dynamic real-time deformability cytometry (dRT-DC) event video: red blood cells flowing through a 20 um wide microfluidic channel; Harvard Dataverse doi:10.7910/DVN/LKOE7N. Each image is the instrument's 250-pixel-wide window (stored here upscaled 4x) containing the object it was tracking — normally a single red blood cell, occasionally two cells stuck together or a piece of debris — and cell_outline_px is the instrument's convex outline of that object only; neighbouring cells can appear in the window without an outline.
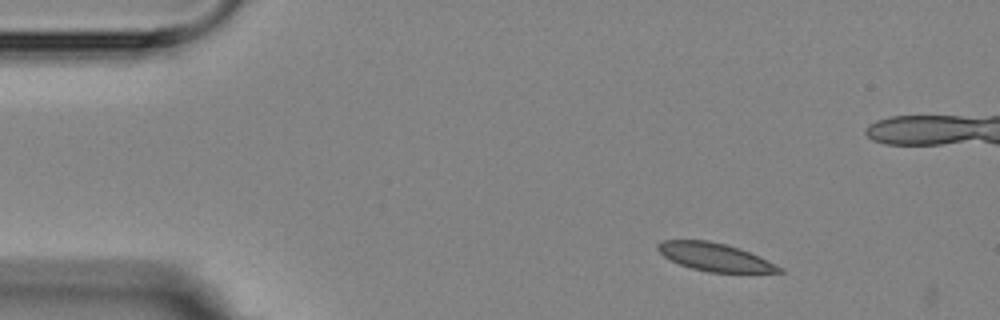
{"species": "Egyptian fruit bat (a non-hibernating species)", "species_latin": "Rousettus aegyptiacus", "temperature_condition": "room temperature", "stored_images_in_passage": 2, "camera_frame_rate_fps": 3000, "um_per_image_px": 0.085, "animal": {"sex": "female"}, "frame": {"image": 1, "passage_image": 1, "time_ms": 0.0, "image_size_px": [1000, 320], "cell_outline_px": [[784, 272], [708, 272], [692, 268], [680, 264], [664, 256], [656, 248], [656, 244], [664, 240], [708, 240], [740, 248], [784, 268]], "centroid_in_image_um": [60.75, 21.84], "position_along_channel_um": 24.3, "area_um2": 19.54}}